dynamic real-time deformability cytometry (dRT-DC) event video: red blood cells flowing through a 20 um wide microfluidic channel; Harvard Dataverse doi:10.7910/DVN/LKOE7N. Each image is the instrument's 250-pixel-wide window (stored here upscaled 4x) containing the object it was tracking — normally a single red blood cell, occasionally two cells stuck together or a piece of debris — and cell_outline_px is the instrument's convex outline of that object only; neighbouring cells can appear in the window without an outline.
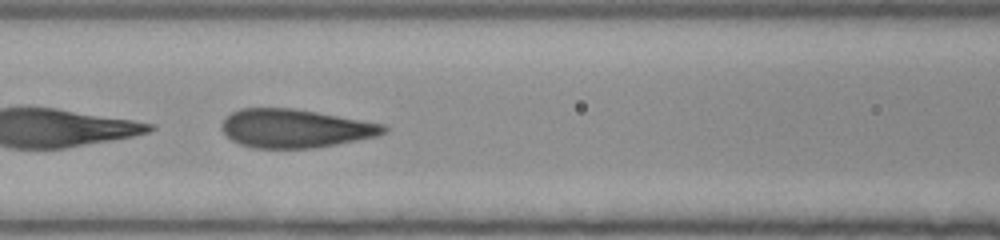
{"species": "human", "species_latin": "Homo sapiens", "temperature_condition": "room temperature", "stored_images_in_passage": 38, "camera_frame_rate_fps": 3000, "um_per_image_px": 0.085, "donor": {"sex": "female"}, "frame": {"image": 1, "passage_image": 10, "time_ms": 3.0, "image_size_px": [1000, 240], "cell_outline_px": [[388, 132], [376, 136], [336, 144], [312, 148], [252, 148], [240, 144], [232, 140], [220, 128], [220, 124], [232, 112], [240, 108], [292, 108], [316, 112], [384, 124], [388, 128]], "centroid_in_image_um": [25.07, 10.91], "position_along_channel_um": 141.5, "area_um2": 36.18}}
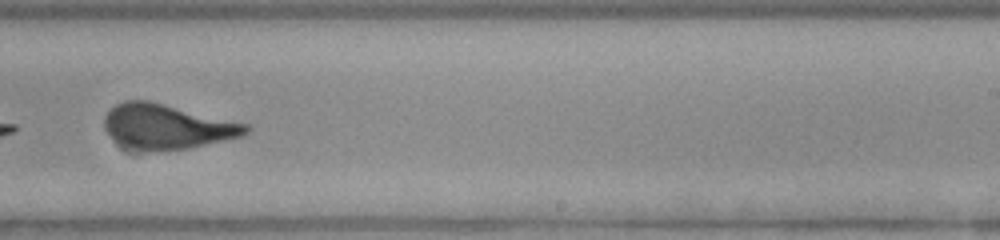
{"frame": {"image": 2, "passage_image": 20, "time_ms": 6.333, "image_size_px": [1000, 240], "cell_outline_px": [[252, 128], [244, 136], [188, 148], [136, 152], [128, 152], [120, 148], [108, 136], [104, 128], [104, 116], [116, 104], [124, 100], [148, 100], [248, 124]], "centroid_in_image_um": [14.11, 10.79], "position_along_channel_um": 274.9, "area_um2": 37.69}}
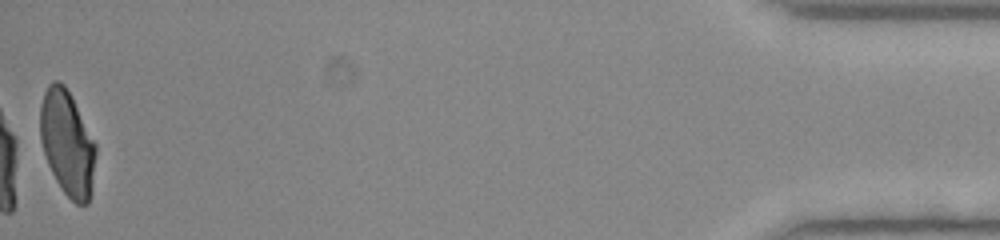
{"frame": {"image": 3, "passage_image": 38, "time_ms": 12.333, "image_size_px": [1000, 240], "cell_outline_px": [[96, 152], [92, 192], [88, 204], [76, 204], [64, 192], [56, 180], [48, 164], [44, 152], [40, 136], [40, 108], [44, 92], [48, 84], [52, 80], [60, 80], [64, 84], [72, 96], [96, 144]], "centroid_in_image_um": [5.73, 12.15], "position_along_channel_um": 429.5, "area_um2": 34.16}, "authors_computed_cell_mechanics": {"area_um2": 37.1654, "velocity_mm_per_s": 4.0138, "shape_relaxation_time_tau1_ms": 5.326, "shape_relaxation_time_tau2_ms": null, "deformation_change_tau1": 0.1877, "deformation_change_tau2": null}}